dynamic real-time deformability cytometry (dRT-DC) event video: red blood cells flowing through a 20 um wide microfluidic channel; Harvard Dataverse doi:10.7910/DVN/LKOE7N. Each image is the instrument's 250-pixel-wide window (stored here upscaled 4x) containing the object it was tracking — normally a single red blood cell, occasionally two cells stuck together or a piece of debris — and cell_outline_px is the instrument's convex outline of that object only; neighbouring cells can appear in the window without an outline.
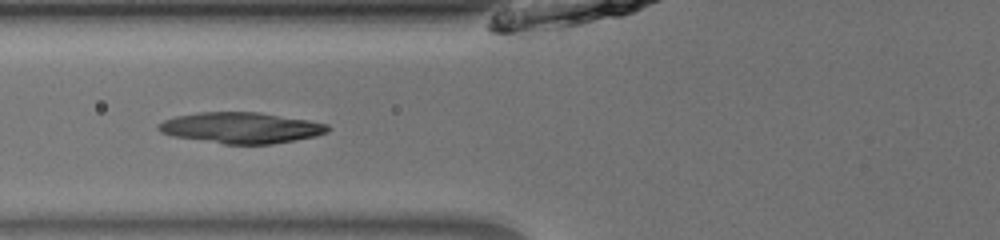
{"species": "common noctule bat (a hibernating species)", "species_latin": "Nyctalus noctula", "temperature_condition": "room temperature", "stored_images_in_passage": 35, "camera_frame_rate_fps": 3000, "um_per_image_px": 0.085, "animal": {"sex": "male", "body_mass_g": 13.0, "forearm_length_mm": 53.1}, "frame": {"image": 1, "passage_image": 6, "time_ms": 1.667, "image_size_px": [1000, 240], "cell_outline_px": [[332, 128], [328, 132], [316, 136], [272, 144], [224, 144], [172, 136], [160, 132], [156, 128], [156, 124], [164, 120], [176, 116], [200, 112], [260, 112], [308, 120], [328, 124]], "centroid_in_image_um": [20.49, 10.86], "position_along_channel_um": 105.3, "area_um2": 30.69}}
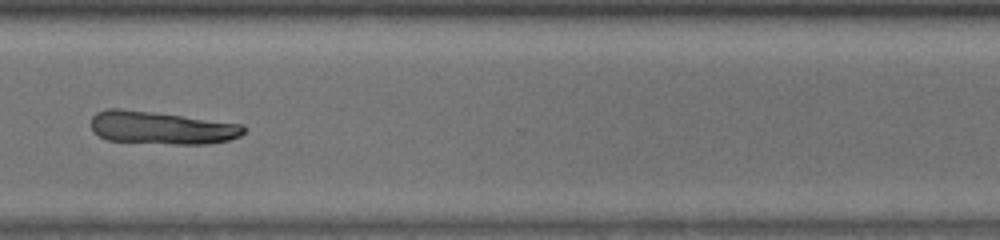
{"frame": {"image": 2, "passage_image": 25, "time_ms": 8.0, "image_size_px": [1000, 240], "cell_outline_px": [[244, 132], [240, 136], [228, 140], [208, 144], [176, 144], [108, 140], [92, 132], [88, 124], [92, 116], [96, 112], [108, 108], [120, 108], [244, 124]], "centroid_in_image_um": [13.66, 10.86], "position_along_channel_um": 356.9, "area_um2": 29.25}}
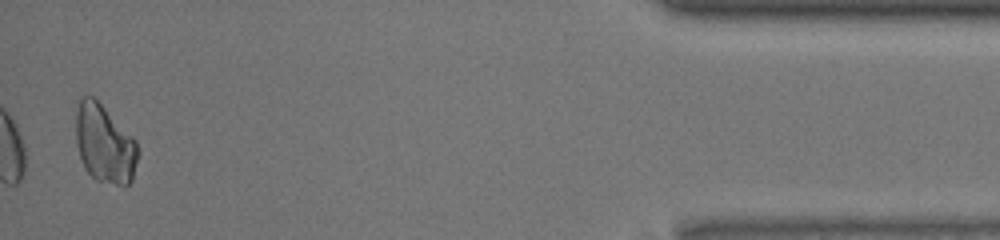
{"frame": {"image": 3, "passage_image": 35, "time_ms": 11.333, "image_size_px": [1000, 240], "cell_outline_px": [[140, 152], [132, 180], [128, 184], [116, 184], [96, 180], [84, 168], [80, 160], [76, 144], [76, 112], [80, 96], [92, 96], [136, 140]], "centroid_in_image_um": [8.88, 12.24], "position_along_channel_um": 426.3, "area_um2": 28.26}}